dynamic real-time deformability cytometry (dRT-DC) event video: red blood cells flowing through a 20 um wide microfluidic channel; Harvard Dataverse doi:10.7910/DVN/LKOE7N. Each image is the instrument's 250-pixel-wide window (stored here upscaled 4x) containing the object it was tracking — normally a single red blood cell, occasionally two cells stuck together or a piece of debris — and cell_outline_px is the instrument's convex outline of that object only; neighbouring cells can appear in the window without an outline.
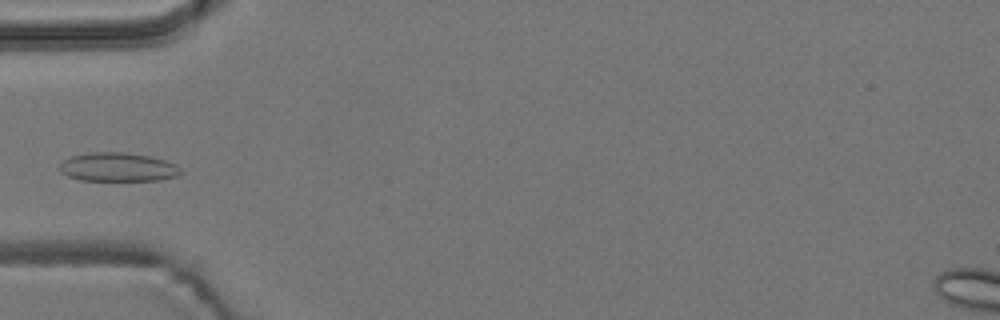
{"species": "common noctule bat (a hibernating species)", "species_latin": "Nyctalus noctula", "temperature_condition": "room temperature", "stored_images_in_passage": 6, "camera_frame_rate_fps": 3000, "um_per_image_px": 0.085, "animal": {"sex": "male", "body_mass_g": 19.2, "forearm_length_mm": 51.8}, "frame": {"image": 1, "passage_image": 5, "time_ms": 4.667, "image_size_px": [1000, 320], "cell_outline_px": [[184, 172], [176, 176], [160, 180], [80, 180], [68, 176], [60, 172], [56, 168], [64, 160], [72, 156], [92, 152], [124, 152], [148, 156], [164, 160], [176, 164]], "centroid_in_image_um": [10.0, 14.2], "position_along_channel_um": 75.0, "area_um2": 20.35}}
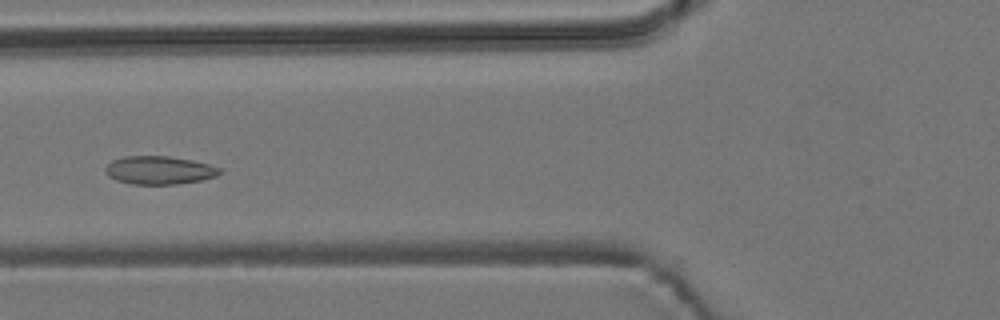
{"frame": {"image": 2, "passage_image": 6, "time_ms": 5.667, "image_size_px": [1000, 320], "cell_outline_px": [[224, 172], [216, 176], [200, 180], [176, 184], [132, 184], [116, 180], [108, 176], [104, 172], [104, 168], [112, 160], [124, 156], [168, 156], [192, 160], [208, 164], [220, 168]], "centroid_in_image_um": [13.52, 14.46], "position_along_channel_um": 112.3, "area_um2": 18.84}}